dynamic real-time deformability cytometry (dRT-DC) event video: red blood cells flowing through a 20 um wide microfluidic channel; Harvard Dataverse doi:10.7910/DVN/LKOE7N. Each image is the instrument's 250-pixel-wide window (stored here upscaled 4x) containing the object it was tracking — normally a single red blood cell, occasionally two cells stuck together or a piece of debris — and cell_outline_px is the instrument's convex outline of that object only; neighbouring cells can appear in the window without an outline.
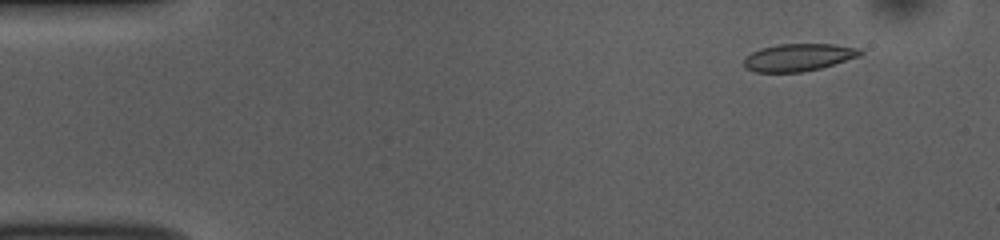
{"species": "common noctule bat (a hibernating species)", "species_latin": "Nyctalus noctula", "temperature_condition": "room temperature", "stored_images_in_passage": 53, "camera_frame_rate_fps": 3000, "um_per_image_px": 0.085, "animal": {"sex": "female", "body_mass_g": 10.0, "forearm_length_mm": 53.1}, "frame": {"image": 1, "passage_image": 5, "time_ms": 1.333, "image_size_px": [1000, 240], "cell_outline_px": [[864, 52], [860, 56], [820, 68], [800, 72], [756, 72], [744, 68], [744, 60], [752, 52], [760, 48], [780, 44], [832, 44], [860, 48]], "centroid_in_image_um": [67.88, 4.87], "position_along_channel_um": 17.1, "area_um2": 18.5}}
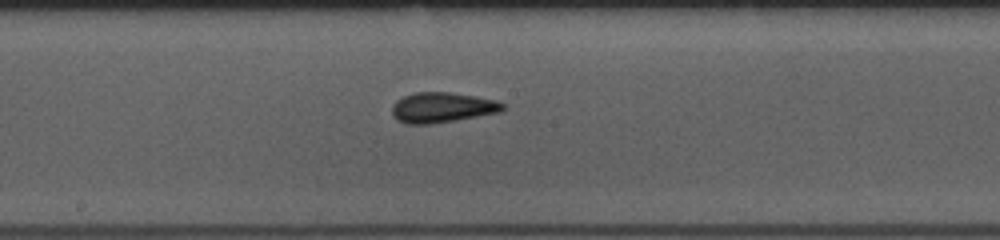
{"frame": {"image": 2, "passage_image": 28, "time_ms": 9.0, "image_size_px": [1000, 240], "cell_outline_px": [[504, 108], [500, 112], [428, 124], [408, 124], [396, 120], [392, 112], [392, 104], [396, 100], [404, 96], [416, 92], [448, 92], [476, 96], [496, 100], [504, 104]], "centroid_in_image_um": [37.55, 9.12], "position_along_channel_um": 210.7, "area_um2": 19.31}}
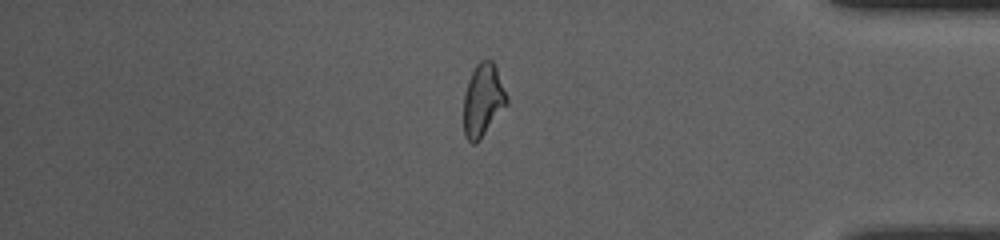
{"frame": {"image": 3, "passage_image": 45, "time_ms": 14.667, "image_size_px": [1000, 240], "cell_outline_px": [[508, 104], [480, 140], [476, 144], [472, 144], [464, 136], [464, 96], [468, 80], [476, 64], [480, 60], [492, 60], [496, 68], [508, 96]], "centroid_in_image_um": [41.06, 8.54], "position_along_channel_um": 394.1, "area_um2": 18.38}, "authors_computed_cell_mechanics": {"area_um2": 18.6694, "velocity_mm_per_s": 3.7371, "shape_relaxation_time_tau1_ms": 4.2216, "shape_relaxation_time_tau2_ms": 1.652, "deformation_change_tau1": 0.128, "deformation_change_tau2": 0.0856}}